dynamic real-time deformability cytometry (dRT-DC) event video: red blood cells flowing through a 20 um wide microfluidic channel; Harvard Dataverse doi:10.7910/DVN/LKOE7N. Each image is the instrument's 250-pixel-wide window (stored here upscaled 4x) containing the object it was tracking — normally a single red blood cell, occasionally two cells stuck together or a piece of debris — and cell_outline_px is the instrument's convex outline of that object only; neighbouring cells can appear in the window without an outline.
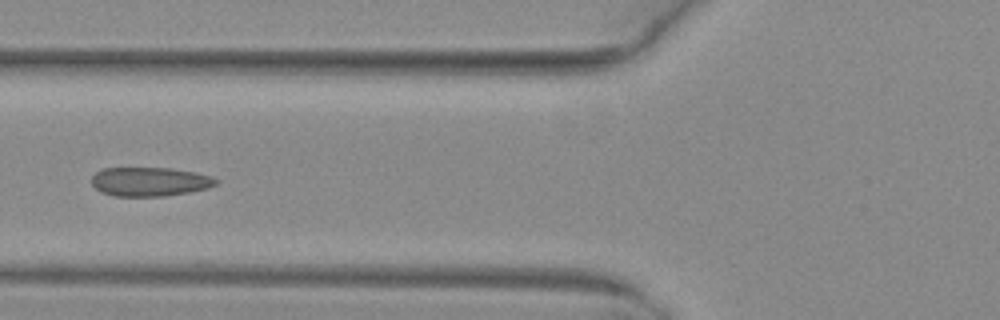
{"species": "common noctule bat (a hibernating species)", "species_latin": "Nyctalus noctula", "temperature_condition": "warm", "stored_images_in_passage": 6, "camera_frame_rate_fps": 3000, "um_per_image_px": 0.085, "animal": {"sex": "female", "body_mass_g": 29.2, "forearm_length_mm": 56.3}, "frame": {"image": 1, "passage_image": 6, "time_ms": 1.667, "image_size_px": [1000, 320], "cell_outline_px": [[220, 180], [216, 184], [208, 188], [188, 192], [164, 196], [112, 196], [100, 192], [92, 184], [92, 176], [96, 172], [104, 168], [172, 168], [196, 172], [212, 176]], "centroid_in_image_um": [12.74, 15.44], "position_along_channel_um": 113.1, "area_um2": 21.15}}